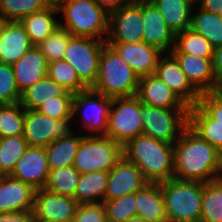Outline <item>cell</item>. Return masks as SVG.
I'll return each instance as SVG.
<instances>
[{
	"label": "cell",
	"mask_w": 222,
	"mask_h": 222,
	"mask_svg": "<svg viewBox=\"0 0 222 222\" xmlns=\"http://www.w3.org/2000/svg\"><path fill=\"white\" fill-rule=\"evenodd\" d=\"M174 178L182 181L210 182L222 175V158L189 126L174 142Z\"/></svg>",
	"instance_id": "cell-1"
},
{
	"label": "cell",
	"mask_w": 222,
	"mask_h": 222,
	"mask_svg": "<svg viewBox=\"0 0 222 222\" xmlns=\"http://www.w3.org/2000/svg\"><path fill=\"white\" fill-rule=\"evenodd\" d=\"M123 157L136 164L149 183L174 178L173 144L138 135L123 146Z\"/></svg>",
	"instance_id": "cell-2"
},
{
	"label": "cell",
	"mask_w": 222,
	"mask_h": 222,
	"mask_svg": "<svg viewBox=\"0 0 222 222\" xmlns=\"http://www.w3.org/2000/svg\"><path fill=\"white\" fill-rule=\"evenodd\" d=\"M139 77L120 54L107 43L101 51L98 74L91 89L108 98L131 97L137 94Z\"/></svg>",
	"instance_id": "cell-3"
},
{
	"label": "cell",
	"mask_w": 222,
	"mask_h": 222,
	"mask_svg": "<svg viewBox=\"0 0 222 222\" xmlns=\"http://www.w3.org/2000/svg\"><path fill=\"white\" fill-rule=\"evenodd\" d=\"M57 7L65 21L60 22V27L69 31L72 36L106 41L109 13L94 0H64Z\"/></svg>",
	"instance_id": "cell-4"
},
{
	"label": "cell",
	"mask_w": 222,
	"mask_h": 222,
	"mask_svg": "<svg viewBox=\"0 0 222 222\" xmlns=\"http://www.w3.org/2000/svg\"><path fill=\"white\" fill-rule=\"evenodd\" d=\"M168 222H200L203 183L176 178L160 183Z\"/></svg>",
	"instance_id": "cell-5"
},
{
	"label": "cell",
	"mask_w": 222,
	"mask_h": 222,
	"mask_svg": "<svg viewBox=\"0 0 222 222\" xmlns=\"http://www.w3.org/2000/svg\"><path fill=\"white\" fill-rule=\"evenodd\" d=\"M123 158V146L105 135H84L73 161L80 173L109 172Z\"/></svg>",
	"instance_id": "cell-6"
},
{
	"label": "cell",
	"mask_w": 222,
	"mask_h": 222,
	"mask_svg": "<svg viewBox=\"0 0 222 222\" xmlns=\"http://www.w3.org/2000/svg\"><path fill=\"white\" fill-rule=\"evenodd\" d=\"M142 132L143 119L139 98L136 95L112 98L105 136L124 146L128 141L142 135Z\"/></svg>",
	"instance_id": "cell-7"
},
{
	"label": "cell",
	"mask_w": 222,
	"mask_h": 222,
	"mask_svg": "<svg viewBox=\"0 0 222 222\" xmlns=\"http://www.w3.org/2000/svg\"><path fill=\"white\" fill-rule=\"evenodd\" d=\"M189 108H159L141 103L143 135L174 144L188 126Z\"/></svg>",
	"instance_id": "cell-8"
},
{
	"label": "cell",
	"mask_w": 222,
	"mask_h": 222,
	"mask_svg": "<svg viewBox=\"0 0 222 222\" xmlns=\"http://www.w3.org/2000/svg\"><path fill=\"white\" fill-rule=\"evenodd\" d=\"M106 41L73 36L67 45L63 61L68 62L76 71L80 81L91 88L98 74L99 59Z\"/></svg>",
	"instance_id": "cell-9"
},
{
	"label": "cell",
	"mask_w": 222,
	"mask_h": 222,
	"mask_svg": "<svg viewBox=\"0 0 222 222\" xmlns=\"http://www.w3.org/2000/svg\"><path fill=\"white\" fill-rule=\"evenodd\" d=\"M111 103L112 98L87 88L74 94L72 117L82 113V127L87 129L88 133L92 132L86 135H106Z\"/></svg>",
	"instance_id": "cell-10"
},
{
	"label": "cell",
	"mask_w": 222,
	"mask_h": 222,
	"mask_svg": "<svg viewBox=\"0 0 222 222\" xmlns=\"http://www.w3.org/2000/svg\"><path fill=\"white\" fill-rule=\"evenodd\" d=\"M71 121L73 118L57 120L37 110L25 109L23 137L28 146L45 148L54 140L73 133Z\"/></svg>",
	"instance_id": "cell-11"
},
{
	"label": "cell",
	"mask_w": 222,
	"mask_h": 222,
	"mask_svg": "<svg viewBox=\"0 0 222 222\" xmlns=\"http://www.w3.org/2000/svg\"><path fill=\"white\" fill-rule=\"evenodd\" d=\"M140 42H143L142 0H133L109 13L106 43Z\"/></svg>",
	"instance_id": "cell-12"
},
{
	"label": "cell",
	"mask_w": 222,
	"mask_h": 222,
	"mask_svg": "<svg viewBox=\"0 0 222 222\" xmlns=\"http://www.w3.org/2000/svg\"><path fill=\"white\" fill-rule=\"evenodd\" d=\"M154 74L165 82L188 108L198 104L201 93L190 83L171 53H164L159 57Z\"/></svg>",
	"instance_id": "cell-13"
},
{
	"label": "cell",
	"mask_w": 222,
	"mask_h": 222,
	"mask_svg": "<svg viewBox=\"0 0 222 222\" xmlns=\"http://www.w3.org/2000/svg\"><path fill=\"white\" fill-rule=\"evenodd\" d=\"M79 203L74 197L63 196L45 188L35 191L34 220L72 222Z\"/></svg>",
	"instance_id": "cell-14"
},
{
	"label": "cell",
	"mask_w": 222,
	"mask_h": 222,
	"mask_svg": "<svg viewBox=\"0 0 222 222\" xmlns=\"http://www.w3.org/2000/svg\"><path fill=\"white\" fill-rule=\"evenodd\" d=\"M149 182L138 166L124 157L108 172L104 200H112L143 189Z\"/></svg>",
	"instance_id": "cell-15"
},
{
	"label": "cell",
	"mask_w": 222,
	"mask_h": 222,
	"mask_svg": "<svg viewBox=\"0 0 222 222\" xmlns=\"http://www.w3.org/2000/svg\"><path fill=\"white\" fill-rule=\"evenodd\" d=\"M49 172L45 148L28 146L11 176L39 190L46 185Z\"/></svg>",
	"instance_id": "cell-16"
},
{
	"label": "cell",
	"mask_w": 222,
	"mask_h": 222,
	"mask_svg": "<svg viewBox=\"0 0 222 222\" xmlns=\"http://www.w3.org/2000/svg\"><path fill=\"white\" fill-rule=\"evenodd\" d=\"M142 17L143 41L157 47L163 53H170L174 48L175 35L150 0H142Z\"/></svg>",
	"instance_id": "cell-17"
},
{
	"label": "cell",
	"mask_w": 222,
	"mask_h": 222,
	"mask_svg": "<svg viewBox=\"0 0 222 222\" xmlns=\"http://www.w3.org/2000/svg\"><path fill=\"white\" fill-rule=\"evenodd\" d=\"M190 83L202 94L221 89L214 72L212 58L185 53H171Z\"/></svg>",
	"instance_id": "cell-18"
},
{
	"label": "cell",
	"mask_w": 222,
	"mask_h": 222,
	"mask_svg": "<svg viewBox=\"0 0 222 222\" xmlns=\"http://www.w3.org/2000/svg\"><path fill=\"white\" fill-rule=\"evenodd\" d=\"M112 46L141 78L155 73L159 57L163 54L157 47L147 43H107Z\"/></svg>",
	"instance_id": "cell-19"
},
{
	"label": "cell",
	"mask_w": 222,
	"mask_h": 222,
	"mask_svg": "<svg viewBox=\"0 0 222 222\" xmlns=\"http://www.w3.org/2000/svg\"><path fill=\"white\" fill-rule=\"evenodd\" d=\"M35 191L11 175L0 176V213L33 210Z\"/></svg>",
	"instance_id": "cell-20"
},
{
	"label": "cell",
	"mask_w": 222,
	"mask_h": 222,
	"mask_svg": "<svg viewBox=\"0 0 222 222\" xmlns=\"http://www.w3.org/2000/svg\"><path fill=\"white\" fill-rule=\"evenodd\" d=\"M136 96L144 105L159 108H188L155 74L139 78Z\"/></svg>",
	"instance_id": "cell-21"
},
{
	"label": "cell",
	"mask_w": 222,
	"mask_h": 222,
	"mask_svg": "<svg viewBox=\"0 0 222 222\" xmlns=\"http://www.w3.org/2000/svg\"><path fill=\"white\" fill-rule=\"evenodd\" d=\"M16 85L22 93L25 89L47 76L48 61L40 48L33 45L12 65Z\"/></svg>",
	"instance_id": "cell-22"
},
{
	"label": "cell",
	"mask_w": 222,
	"mask_h": 222,
	"mask_svg": "<svg viewBox=\"0 0 222 222\" xmlns=\"http://www.w3.org/2000/svg\"><path fill=\"white\" fill-rule=\"evenodd\" d=\"M28 34L19 21H9L0 39V63L13 65L31 47Z\"/></svg>",
	"instance_id": "cell-23"
},
{
	"label": "cell",
	"mask_w": 222,
	"mask_h": 222,
	"mask_svg": "<svg viewBox=\"0 0 222 222\" xmlns=\"http://www.w3.org/2000/svg\"><path fill=\"white\" fill-rule=\"evenodd\" d=\"M137 216L147 222H168L160 183H148L135 192Z\"/></svg>",
	"instance_id": "cell-24"
},
{
	"label": "cell",
	"mask_w": 222,
	"mask_h": 222,
	"mask_svg": "<svg viewBox=\"0 0 222 222\" xmlns=\"http://www.w3.org/2000/svg\"><path fill=\"white\" fill-rule=\"evenodd\" d=\"M174 35L190 28L196 0H150Z\"/></svg>",
	"instance_id": "cell-25"
},
{
	"label": "cell",
	"mask_w": 222,
	"mask_h": 222,
	"mask_svg": "<svg viewBox=\"0 0 222 222\" xmlns=\"http://www.w3.org/2000/svg\"><path fill=\"white\" fill-rule=\"evenodd\" d=\"M57 14H59L58 7L50 4L44 10L30 14L19 21L33 45L37 46L60 27V21L55 18Z\"/></svg>",
	"instance_id": "cell-26"
},
{
	"label": "cell",
	"mask_w": 222,
	"mask_h": 222,
	"mask_svg": "<svg viewBox=\"0 0 222 222\" xmlns=\"http://www.w3.org/2000/svg\"><path fill=\"white\" fill-rule=\"evenodd\" d=\"M74 96L48 75L21 93L20 104L28 110H37L53 97Z\"/></svg>",
	"instance_id": "cell-27"
},
{
	"label": "cell",
	"mask_w": 222,
	"mask_h": 222,
	"mask_svg": "<svg viewBox=\"0 0 222 222\" xmlns=\"http://www.w3.org/2000/svg\"><path fill=\"white\" fill-rule=\"evenodd\" d=\"M188 126L217 148L222 158V124L212 119L198 104L188 111Z\"/></svg>",
	"instance_id": "cell-28"
},
{
	"label": "cell",
	"mask_w": 222,
	"mask_h": 222,
	"mask_svg": "<svg viewBox=\"0 0 222 222\" xmlns=\"http://www.w3.org/2000/svg\"><path fill=\"white\" fill-rule=\"evenodd\" d=\"M73 132L69 136L56 139L45 147L49 170L72 166L83 135Z\"/></svg>",
	"instance_id": "cell-29"
},
{
	"label": "cell",
	"mask_w": 222,
	"mask_h": 222,
	"mask_svg": "<svg viewBox=\"0 0 222 222\" xmlns=\"http://www.w3.org/2000/svg\"><path fill=\"white\" fill-rule=\"evenodd\" d=\"M108 172L96 171L81 174L74 198L79 204L102 203L107 188Z\"/></svg>",
	"instance_id": "cell-30"
},
{
	"label": "cell",
	"mask_w": 222,
	"mask_h": 222,
	"mask_svg": "<svg viewBox=\"0 0 222 222\" xmlns=\"http://www.w3.org/2000/svg\"><path fill=\"white\" fill-rule=\"evenodd\" d=\"M190 29L203 35L215 49L222 45V19L219 15L205 11L199 7L196 14L194 9Z\"/></svg>",
	"instance_id": "cell-31"
},
{
	"label": "cell",
	"mask_w": 222,
	"mask_h": 222,
	"mask_svg": "<svg viewBox=\"0 0 222 222\" xmlns=\"http://www.w3.org/2000/svg\"><path fill=\"white\" fill-rule=\"evenodd\" d=\"M214 48L201 34L186 29L175 35L174 48L170 53H185L199 57L213 58Z\"/></svg>",
	"instance_id": "cell-32"
},
{
	"label": "cell",
	"mask_w": 222,
	"mask_h": 222,
	"mask_svg": "<svg viewBox=\"0 0 222 222\" xmlns=\"http://www.w3.org/2000/svg\"><path fill=\"white\" fill-rule=\"evenodd\" d=\"M200 222H222V181L203 183Z\"/></svg>",
	"instance_id": "cell-33"
},
{
	"label": "cell",
	"mask_w": 222,
	"mask_h": 222,
	"mask_svg": "<svg viewBox=\"0 0 222 222\" xmlns=\"http://www.w3.org/2000/svg\"><path fill=\"white\" fill-rule=\"evenodd\" d=\"M80 175L73 165L50 170L44 188L63 196L74 197Z\"/></svg>",
	"instance_id": "cell-34"
},
{
	"label": "cell",
	"mask_w": 222,
	"mask_h": 222,
	"mask_svg": "<svg viewBox=\"0 0 222 222\" xmlns=\"http://www.w3.org/2000/svg\"><path fill=\"white\" fill-rule=\"evenodd\" d=\"M27 147L23 136L0 138V176L11 175Z\"/></svg>",
	"instance_id": "cell-35"
},
{
	"label": "cell",
	"mask_w": 222,
	"mask_h": 222,
	"mask_svg": "<svg viewBox=\"0 0 222 222\" xmlns=\"http://www.w3.org/2000/svg\"><path fill=\"white\" fill-rule=\"evenodd\" d=\"M25 108L20 102L0 105V138L23 136Z\"/></svg>",
	"instance_id": "cell-36"
},
{
	"label": "cell",
	"mask_w": 222,
	"mask_h": 222,
	"mask_svg": "<svg viewBox=\"0 0 222 222\" xmlns=\"http://www.w3.org/2000/svg\"><path fill=\"white\" fill-rule=\"evenodd\" d=\"M49 5V0H1L0 14L8 21H20Z\"/></svg>",
	"instance_id": "cell-37"
},
{
	"label": "cell",
	"mask_w": 222,
	"mask_h": 222,
	"mask_svg": "<svg viewBox=\"0 0 222 222\" xmlns=\"http://www.w3.org/2000/svg\"><path fill=\"white\" fill-rule=\"evenodd\" d=\"M47 75L73 94L87 89L80 81L74 68L63 60L48 63Z\"/></svg>",
	"instance_id": "cell-38"
},
{
	"label": "cell",
	"mask_w": 222,
	"mask_h": 222,
	"mask_svg": "<svg viewBox=\"0 0 222 222\" xmlns=\"http://www.w3.org/2000/svg\"><path fill=\"white\" fill-rule=\"evenodd\" d=\"M102 203L108 222H125L129 218L137 216L135 193L104 200Z\"/></svg>",
	"instance_id": "cell-39"
},
{
	"label": "cell",
	"mask_w": 222,
	"mask_h": 222,
	"mask_svg": "<svg viewBox=\"0 0 222 222\" xmlns=\"http://www.w3.org/2000/svg\"><path fill=\"white\" fill-rule=\"evenodd\" d=\"M72 37L73 36L69 31L62 27H58L37 46L42 51V54L46 57L48 63L59 61L63 59L68 42Z\"/></svg>",
	"instance_id": "cell-40"
},
{
	"label": "cell",
	"mask_w": 222,
	"mask_h": 222,
	"mask_svg": "<svg viewBox=\"0 0 222 222\" xmlns=\"http://www.w3.org/2000/svg\"><path fill=\"white\" fill-rule=\"evenodd\" d=\"M20 98L12 65L0 63V105L20 102Z\"/></svg>",
	"instance_id": "cell-41"
},
{
	"label": "cell",
	"mask_w": 222,
	"mask_h": 222,
	"mask_svg": "<svg viewBox=\"0 0 222 222\" xmlns=\"http://www.w3.org/2000/svg\"><path fill=\"white\" fill-rule=\"evenodd\" d=\"M73 98L74 96L53 97L44 102L37 111L57 120L73 118Z\"/></svg>",
	"instance_id": "cell-42"
},
{
	"label": "cell",
	"mask_w": 222,
	"mask_h": 222,
	"mask_svg": "<svg viewBox=\"0 0 222 222\" xmlns=\"http://www.w3.org/2000/svg\"><path fill=\"white\" fill-rule=\"evenodd\" d=\"M72 222H108L103 203L79 204Z\"/></svg>",
	"instance_id": "cell-43"
},
{
	"label": "cell",
	"mask_w": 222,
	"mask_h": 222,
	"mask_svg": "<svg viewBox=\"0 0 222 222\" xmlns=\"http://www.w3.org/2000/svg\"><path fill=\"white\" fill-rule=\"evenodd\" d=\"M198 105L214 120L222 124V90L202 93Z\"/></svg>",
	"instance_id": "cell-44"
},
{
	"label": "cell",
	"mask_w": 222,
	"mask_h": 222,
	"mask_svg": "<svg viewBox=\"0 0 222 222\" xmlns=\"http://www.w3.org/2000/svg\"><path fill=\"white\" fill-rule=\"evenodd\" d=\"M0 222H34L33 210L0 213Z\"/></svg>",
	"instance_id": "cell-45"
},
{
	"label": "cell",
	"mask_w": 222,
	"mask_h": 222,
	"mask_svg": "<svg viewBox=\"0 0 222 222\" xmlns=\"http://www.w3.org/2000/svg\"><path fill=\"white\" fill-rule=\"evenodd\" d=\"M212 63L215 78L222 85V45L214 49Z\"/></svg>",
	"instance_id": "cell-46"
},
{
	"label": "cell",
	"mask_w": 222,
	"mask_h": 222,
	"mask_svg": "<svg viewBox=\"0 0 222 222\" xmlns=\"http://www.w3.org/2000/svg\"><path fill=\"white\" fill-rule=\"evenodd\" d=\"M198 6L208 12L219 15L222 12V0H196Z\"/></svg>",
	"instance_id": "cell-47"
},
{
	"label": "cell",
	"mask_w": 222,
	"mask_h": 222,
	"mask_svg": "<svg viewBox=\"0 0 222 222\" xmlns=\"http://www.w3.org/2000/svg\"><path fill=\"white\" fill-rule=\"evenodd\" d=\"M100 7L108 13L119 9L120 7L131 3L133 0H94Z\"/></svg>",
	"instance_id": "cell-48"
},
{
	"label": "cell",
	"mask_w": 222,
	"mask_h": 222,
	"mask_svg": "<svg viewBox=\"0 0 222 222\" xmlns=\"http://www.w3.org/2000/svg\"><path fill=\"white\" fill-rule=\"evenodd\" d=\"M8 22L9 21L0 14V39Z\"/></svg>",
	"instance_id": "cell-49"
},
{
	"label": "cell",
	"mask_w": 222,
	"mask_h": 222,
	"mask_svg": "<svg viewBox=\"0 0 222 222\" xmlns=\"http://www.w3.org/2000/svg\"><path fill=\"white\" fill-rule=\"evenodd\" d=\"M125 222H147V221H145L140 216H133V217L129 218L128 220H126Z\"/></svg>",
	"instance_id": "cell-50"
},
{
	"label": "cell",
	"mask_w": 222,
	"mask_h": 222,
	"mask_svg": "<svg viewBox=\"0 0 222 222\" xmlns=\"http://www.w3.org/2000/svg\"><path fill=\"white\" fill-rule=\"evenodd\" d=\"M49 1H50V4L57 6L59 3H61L64 0H49Z\"/></svg>",
	"instance_id": "cell-51"
},
{
	"label": "cell",
	"mask_w": 222,
	"mask_h": 222,
	"mask_svg": "<svg viewBox=\"0 0 222 222\" xmlns=\"http://www.w3.org/2000/svg\"><path fill=\"white\" fill-rule=\"evenodd\" d=\"M34 222H62L58 220H34Z\"/></svg>",
	"instance_id": "cell-52"
}]
</instances>
